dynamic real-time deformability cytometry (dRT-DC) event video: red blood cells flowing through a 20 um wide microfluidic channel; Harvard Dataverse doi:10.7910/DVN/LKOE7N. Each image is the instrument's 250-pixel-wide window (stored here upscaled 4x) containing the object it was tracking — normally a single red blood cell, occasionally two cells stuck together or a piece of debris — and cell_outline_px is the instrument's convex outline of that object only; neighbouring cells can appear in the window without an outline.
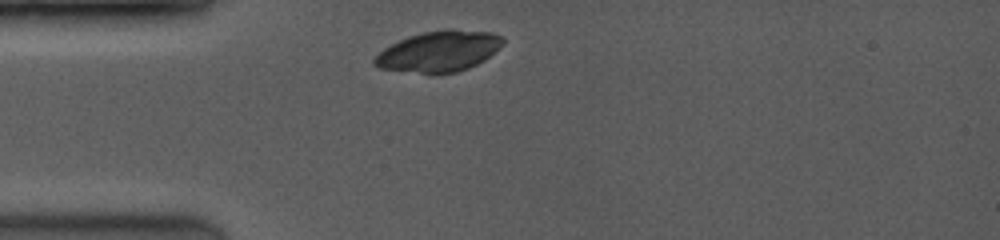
{"species": "common noctule bat (a hibernating species)", "species_latin": "Nyctalus noctula", "temperature_condition": "room temperature", "stored_images_in_passage": 7, "camera_frame_rate_fps": 3500, "um_per_image_px": 0.085, "animal": {"sex": "female", "body_mass_g": 19.0, "forearm_length_mm": 53.3}, "frame": {"image": 1, "passage_image": 1, "time_ms": 0.0, "image_size_px": [1000, 240], "cell_outline_px": [[504, 40], [500, 48], [484, 60], [468, 68], [456, 72], [420, 72], [380, 68], [372, 64], [372, 60], [384, 48], [408, 36], [424, 32], [448, 28], [452, 28], [492, 32], [504, 36]], "centroid_in_image_um": [37.36, 4.32], "position_along_channel_um": 47.6, "area_um2": 30.23}}
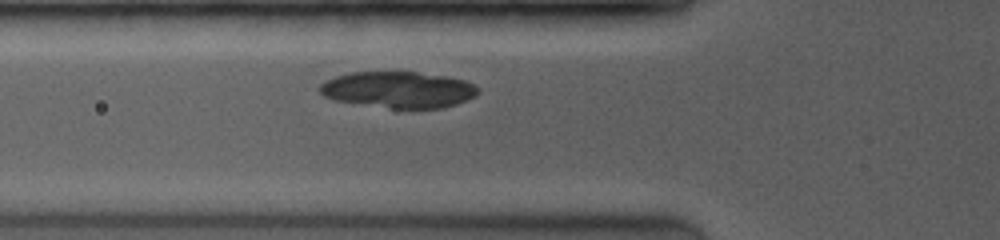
{"frame": {"image": 2, "passage_image": 4, "time_ms": 1.429, "image_size_px": [1000, 240], "cell_outline_px": [[480, 92], [476, 96], [468, 100], [456, 104], [440, 108], [412, 112], [332, 100], [324, 96], [320, 92], [320, 84], [336, 76], [352, 72], [416, 72], [448, 76], [464, 80], [480, 88]], "centroid_in_image_um": [33.92, 7.67], "position_along_channel_um": 91.9, "area_um2": 34.45}}